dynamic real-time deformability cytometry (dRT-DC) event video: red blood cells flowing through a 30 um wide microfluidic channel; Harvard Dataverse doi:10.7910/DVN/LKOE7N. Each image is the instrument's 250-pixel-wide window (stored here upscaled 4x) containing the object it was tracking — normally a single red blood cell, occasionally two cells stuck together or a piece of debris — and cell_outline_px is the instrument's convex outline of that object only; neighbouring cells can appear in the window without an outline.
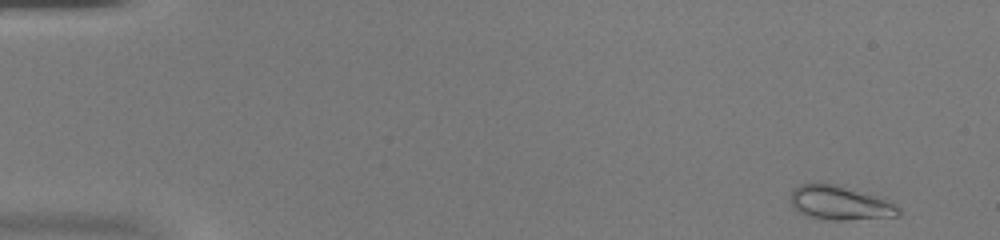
{"species": "common noctule bat (a hibernating species)", "species_latin": "Nyctalus noctula", "temperature_condition": "warm", "stored_images_in_passage": 51, "camera_frame_rate_fps": 3000, "um_per_image_px": 0.085, "animal": {"sex": "female", "body_mass_g": 20.0, "forearm_length_mm": 54.0}, "frame": {"image": 1, "passage_image": 1, "time_ms": 0.0, "image_size_px": [1000, 240], "cell_outline_px": [[900, 216], [844, 220], [832, 220], [808, 216], [796, 212], [792, 208], [792, 188], [800, 184], [820, 180], [840, 184], [880, 196], [896, 204], [900, 208]], "centroid_in_image_um": [71.39, 17.2], "position_along_channel_um": 13.6, "area_um2": 22.37}}
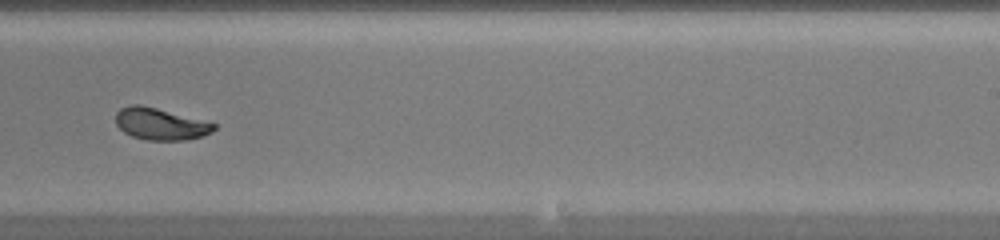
{"frame": {"image": 2, "passage_image": 32, "time_ms": 10.333, "image_size_px": [1000, 240], "cell_outline_px": [[216, 128], [212, 132], [204, 136], [184, 140], [148, 140], [132, 136], [124, 132], [116, 124], [116, 112], [120, 108], [132, 104], [140, 104], [156, 108], [216, 124]], "centroid_in_image_um": [13.61, 10.54], "position_along_channel_um": 275.4, "area_um2": 18.03}}
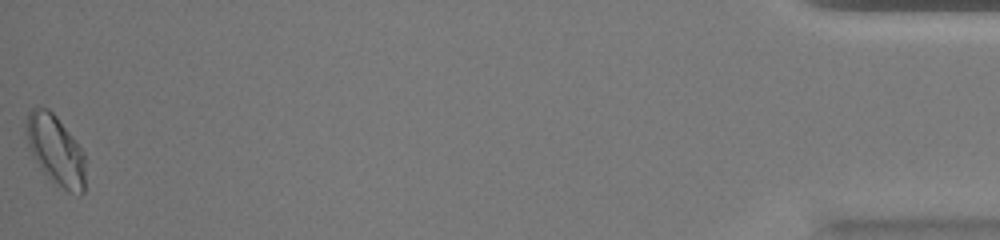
{"frame": {"image": 3, "passage_image": 51, "time_ms": 16.667, "image_size_px": [1000, 240], "cell_outline_px": [[84, 192], [80, 196], [68, 192], [44, 172], [40, 168], [28, 148], [24, 132], [24, 120], [28, 112], [32, 108], [48, 108], [56, 116], [72, 136], [84, 152]], "centroid_in_image_um": [4.69, 12.73], "position_along_channel_um": 430.5, "area_um2": 24.1}, "authors_computed_cell_mechanics": {"area_um2": 19.074, "velocity_mm_per_s": 3.8993, "shape_relaxation_time_tau1_ms": 2.6147, "shape_relaxation_time_tau2_ms": 0.9694, "deformation_change_tau1": 0.1518, "deformation_change_tau2": 0.0579}}